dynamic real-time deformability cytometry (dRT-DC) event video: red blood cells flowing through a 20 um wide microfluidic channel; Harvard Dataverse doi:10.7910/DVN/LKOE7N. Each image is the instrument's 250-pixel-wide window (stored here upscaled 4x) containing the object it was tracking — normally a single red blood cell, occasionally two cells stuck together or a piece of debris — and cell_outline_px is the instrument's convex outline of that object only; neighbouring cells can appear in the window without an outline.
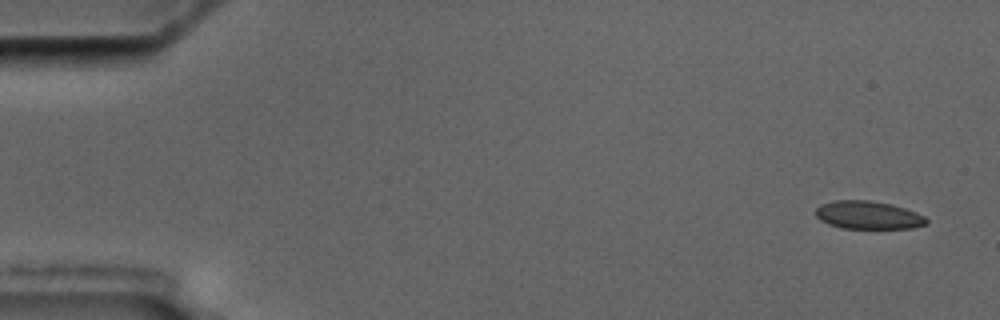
{"species": "common noctule bat (a hibernating species)", "species_latin": "Nyctalus noctula", "temperature_condition": "cold", "stored_images_in_passage": 6, "segment_of_instrument_passage": [1, 2], "camera_frame_rate_fps": 3000, "um_per_image_px": 0.085, "animal": {"sex": "male", "body_mass_g": 17.5, "forearm_length_mm": 52.3}, "frame": {"image": 1, "passage_image": 1, "time_ms": 0.0, "image_size_px": [1000, 320], "cell_outline_px": [[928, 224], [912, 228], [840, 228], [828, 224], [820, 220], [816, 216], [816, 208], [820, 204], [832, 200], [868, 200], [892, 204], [916, 212], [924, 216], [928, 220]], "centroid_in_image_um": [73.78, 18.28], "position_along_channel_um": 11.2, "area_um2": 18.21}}
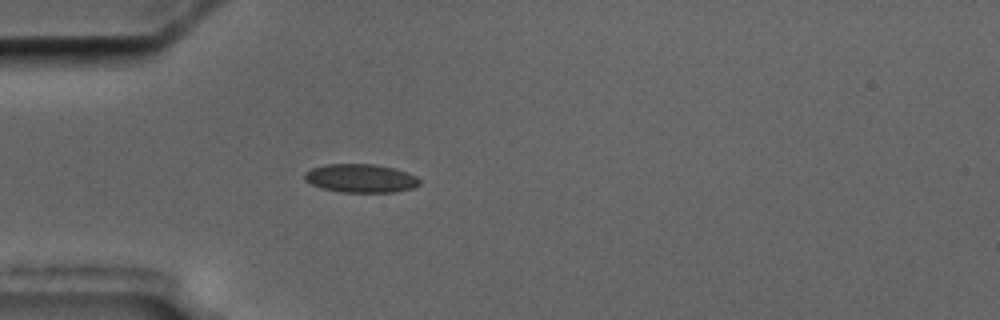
{"frame": {"image": 2, "passage_image": 5, "time_ms": 4.667, "image_size_px": [1000, 320], "cell_outline_px": [[420, 184], [412, 188], [392, 192], [340, 192], [320, 188], [304, 180], [304, 172], [312, 168], [324, 164], [372, 164], [392, 168], [408, 172], [416, 176], [420, 180]], "centroid_in_image_um": [30.63, 15.15], "position_along_channel_um": 54.4, "area_um2": 19.13}}